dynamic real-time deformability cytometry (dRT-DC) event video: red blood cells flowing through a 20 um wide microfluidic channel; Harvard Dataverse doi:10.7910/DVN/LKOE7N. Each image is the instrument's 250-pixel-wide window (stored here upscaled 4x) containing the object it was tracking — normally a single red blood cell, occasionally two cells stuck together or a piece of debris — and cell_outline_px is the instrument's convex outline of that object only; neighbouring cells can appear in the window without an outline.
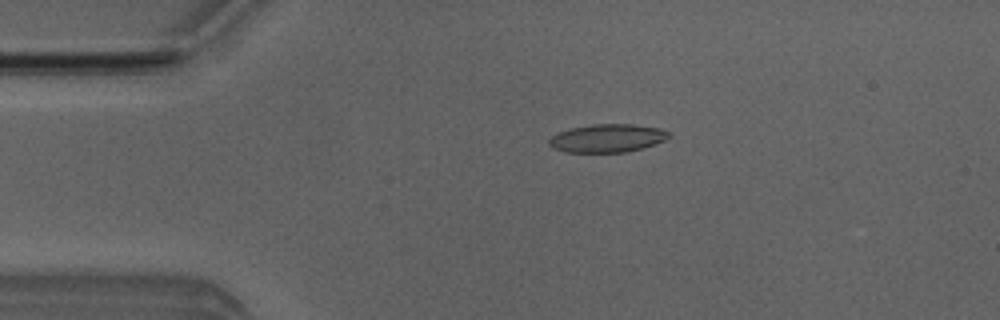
{"species": "Egyptian fruit bat (a non-hibernating species)", "species_latin": "Rousettus aegyptiacus", "temperature_condition": "room temperature", "stored_images_in_passage": 2, "camera_frame_rate_fps": 3000, "um_per_image_px": 0.085, "animal": {"sex": "male"}, "frame": {"image": 1, "passage_image": 1, "time_ms": 0.0, "image_size_px": [1000, 320], "cell_outline_px": [[672, 136], [656, 144], [644, 148], [624, 152], [564, 152], [552, 148], [548, 144], [548, 140], [552, 136], [560, 132], [572, 128], [596, 124], [632, 124], [660, 128], [672, 132]], "centroid_in_image_um": [51.67, 11.75], "position_along_channel_um": 33.3, "area_um2": 19.77}}